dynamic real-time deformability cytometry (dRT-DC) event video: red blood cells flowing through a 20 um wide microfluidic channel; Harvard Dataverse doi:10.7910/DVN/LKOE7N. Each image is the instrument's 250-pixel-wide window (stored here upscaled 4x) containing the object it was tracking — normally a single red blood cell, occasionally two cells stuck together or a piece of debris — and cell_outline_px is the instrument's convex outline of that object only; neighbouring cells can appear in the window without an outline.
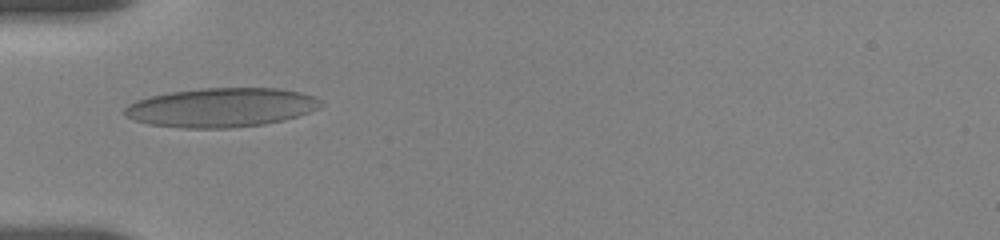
{"species": "human", "species_latin": "Homo sapiens", "temperature_condition": "room temperature", "stored_images_in_passage": 26, "camera_frame_rate_fps": 3000, "um_per_image_px": 0.085, "donor": {"sex": "female"}, "frame": {"image": 1, "passage_image": 1, "time_ms": 0.0, "image_size_px": [1000, 240], "cell_outline_px": [[324, 104], [308, 112], [284, 120], [264, 124], [228, 128], [184, 128], [148, 124], [136, 120], [128, 116], [124, 112], [124, 108], [128, 104], [136, 100], [152, 96], [172, 92], [204, 88], [276, 88], [300, 92], [312, 96], [320, 100]], "centroid_in_image_um": [18.8, 9.14], "position_along_channel_um": 66.2, "area_um2": 44.33}}
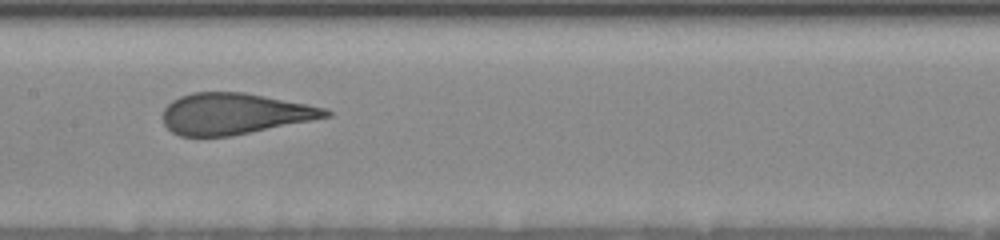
{"frame": {"image": 2, "passage_image": 15, "time_ms": 3.333, "image_size_px": [1000, 240], "cell_outline_px": [[332, 116], [232, 136], [180, 136], [172, 132], [164, 124], [164, 108], [172, 100], [180, 96], [192, 92], [244, 92], [308, 104], [324, 108], [332, 112]], "centroid_in_image_um": [19.92, 9.66], "position_along_channel_um": 187.5, "area_um2": 38.96}}
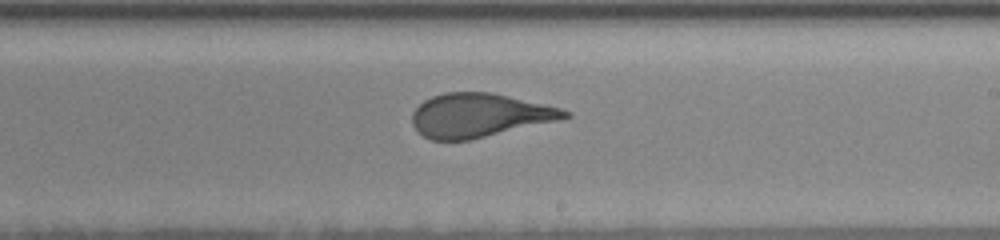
{"frame": {"image": 3, "passage_image": 23, "time_ms": 5.0, "image_size_px": [1000, 240], "cell_outline_px": [[572, 116], [468, 140], [432, 140], [424, 136], [412, 124], [412, 112], [424, 100], [432, 96], [444, 92], [492, 92], [560, 108], [572, 112]], "centroid_in_image_um": [40.69, 9.78], "position_along_channel_um": 248.3, "area_um2": 38.26}}